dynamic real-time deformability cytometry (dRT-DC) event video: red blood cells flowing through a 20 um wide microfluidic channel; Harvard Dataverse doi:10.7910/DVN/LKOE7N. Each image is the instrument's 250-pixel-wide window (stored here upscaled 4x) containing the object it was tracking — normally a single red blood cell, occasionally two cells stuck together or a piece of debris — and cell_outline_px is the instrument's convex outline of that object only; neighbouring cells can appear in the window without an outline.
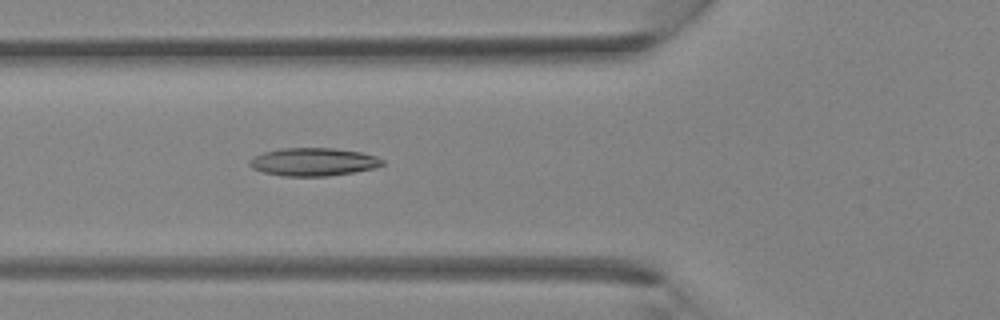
{"species": "Egyptian fruit bat (a non-hibernating species)", "species_latin": "Rousettus aegyptiacus", "temperature_condition": "room temperature", "stored_images_in_passage": 35, "camera_frame_rate_fps": 3000, "um_per_image_px": 0.085, "animal": {"sex": "female"}, "frame": {"image": 1, "passage_image": 11, "time_ms": 3.333, "image_size_px": [1000, 320], "cell_outline_px": [[384, 164], [372, 168], [352, 172], [328, 176], [280, 176], [264, 172], [252, 168], [248, 164], [248, 160], [252, 156], [264, 152], [280, 148], [332, 148], [360, 152], [376, 156], [384, 160]], "centroid_in_image_um": [26.58, 13.76], "position_along_channel_um": 99.2, "area_um2": 21.68}}
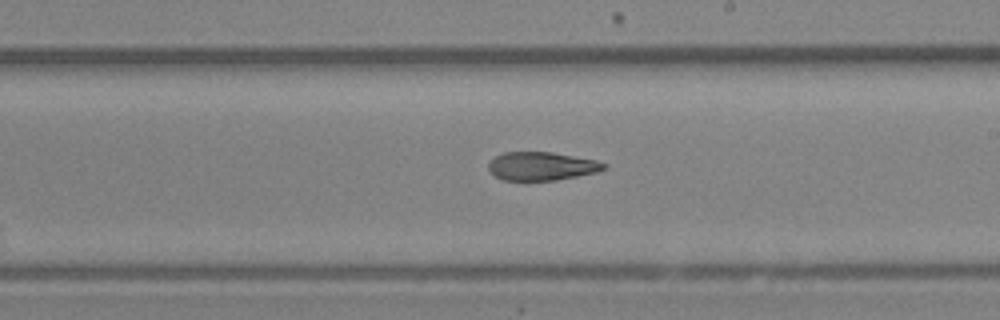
{"frame": {"image": 2, "passage_image": 19, "time_ms": 6.0, "image_size_px": [1000, 320], "cell_outline_px": [[608, 168], [596, 172], [556, 180], [504, 180], [496, 176], [488, 168], [488, 164], [496, 156], [504, 152], [552, 152], [596, 160], [608, 164]], "centroid_in_image_um": [46.07, 14.12], "position_along_channel_um": 242.9, "area_um2": 18.96}}
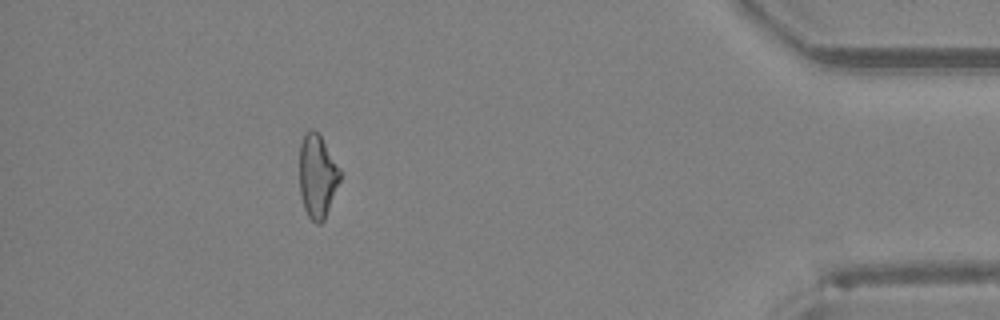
{"frame": {"image": 3, "passage_image": 31, "time_ms": 10.0, "image_size_px": [1000, 320], "cell_outline_px": [[340, 180], [324, 220], [320, 224], [316, 224], [308, 216], [304, 208], [300, 196], [300, 144], [304, 132], [308, 128], [312, 128], [320, 136], [340, 168]], "centroid_in_image_um": [26.96, 14.96], "position_along_channel_um": 408.2, "area_um2": 19.65}}